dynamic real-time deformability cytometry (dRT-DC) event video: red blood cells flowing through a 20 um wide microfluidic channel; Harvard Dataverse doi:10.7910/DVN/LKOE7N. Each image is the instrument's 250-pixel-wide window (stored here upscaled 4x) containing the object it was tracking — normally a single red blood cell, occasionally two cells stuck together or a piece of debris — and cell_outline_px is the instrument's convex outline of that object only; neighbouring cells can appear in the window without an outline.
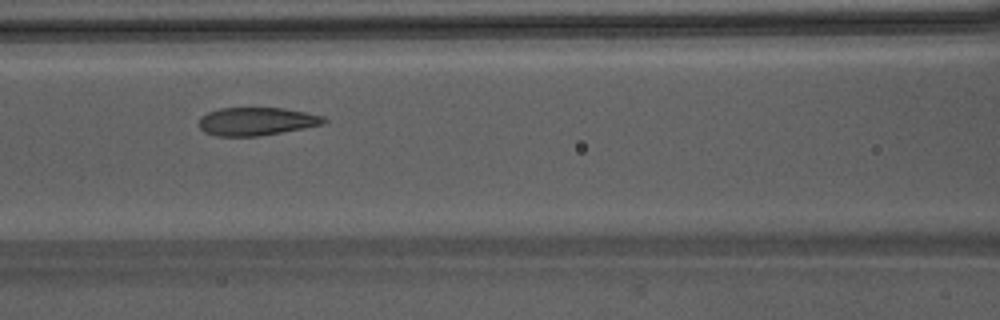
{"species": "Egyptian fruit bat (a non-hibernating species)", "species_latin": "Rousettus aegyptiacus", "temperature_condition": "warm", "stored_images_in_passage": 30, "camera_frame_rate_fps": 3000, "um_per_image_px": 0.085, "animal": {"sex": "male"}, "frame": {"image": 1, "passage_image": 9, "time_ms": 2.667, "image_size_px": [1000, 320], "cell_outline_px": [[328, 120], [324, 124], [280, 132], [256, 136], [216, 136], [204, 132], [200, 128], [200, 116], [208, 112], [220, 108], [284, 108], [324, 116]], "centroid_in_image_um": [21.79, 10.31], "position_along_channel_um": 144.8, "area_um2": 20.29}}
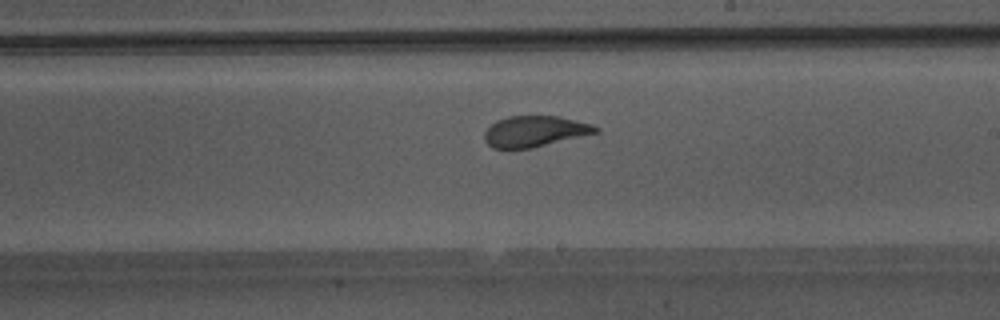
{"frame": {"image": 2, "passage_image": 16, "time_ms": 5.0, "image_size_px": [1000, 320], "cell_outline_px": [[600, 132], [528, 148], [492, 148], [484, 140], [484, 132], [496, 120], [508, 116], [560, 116], [592, 124], [600, 128]], "centroid_in_image_um": [45.46, 11.15], "position_along_channel_um": 243.5, "area_um2": 19.88}}
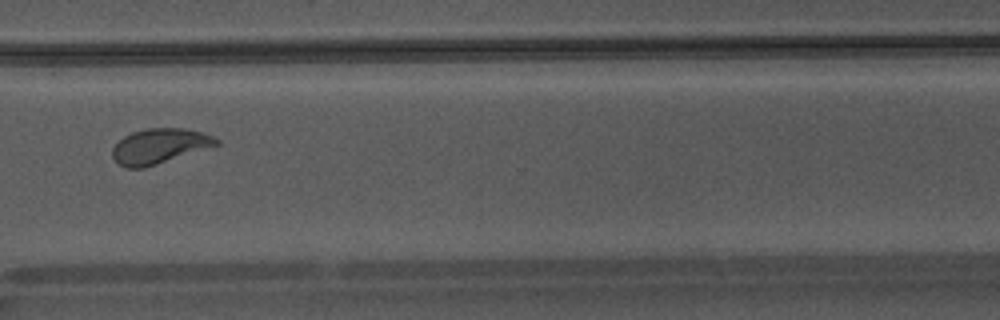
{"frame": {"image": 3, "passage_image": 24, "time_ms": 7.667, "image_size_px": [1000, 320], "cell_outline_px": [[220, 144], [144, 168], [124, 168], [112, 156], [112, 148], [124, 136], [132, 132], [148, 128], [184, 128], [204, 132], [220, 140]], "centroid_in_image_um": [13.56, 12.41], "position_along_channel_um": 357.0, "area_um2": 21.1}, "authors_computed_cell_mechanics": {"area_um2": 21.1259, "velocity_mm_per_s": 4.2442, "shape_relaxation_time_tau1_ms": 4.5621, "shape_relaxation_time_tau2_ms": 0.7079, "deformation_change_tau1": 0.1801, "deformation_change_tau2": 0.0701}}